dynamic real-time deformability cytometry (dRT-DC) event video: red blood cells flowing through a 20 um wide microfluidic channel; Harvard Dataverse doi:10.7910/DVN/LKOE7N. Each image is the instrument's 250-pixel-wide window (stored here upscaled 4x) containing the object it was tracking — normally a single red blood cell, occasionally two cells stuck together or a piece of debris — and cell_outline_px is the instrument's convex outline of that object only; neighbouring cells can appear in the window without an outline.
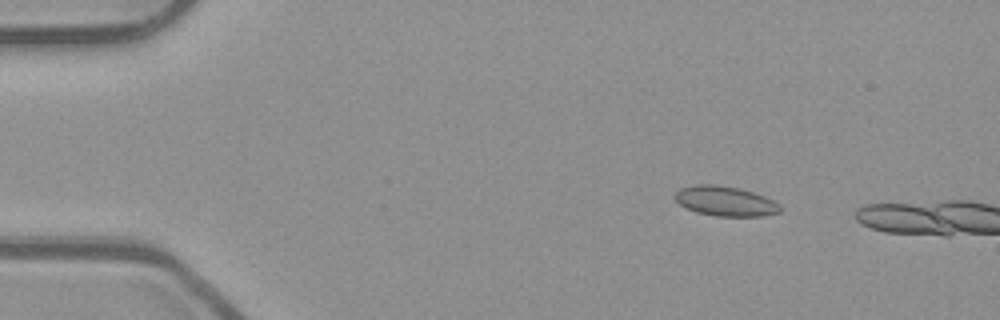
{"species": "common noctule bat (a hibernating species)", "species_latin": "Nyctalus noctula", "temperature_condition": "room temperature", "stored_images_in_passage": 15, "camera_frame_rate_fps": 3000, "um_per_image_px": 0.085, "animal": {"sex": "male", "body_mass_g": 23.1, "forearm_length_mm": 52.7}, "frame": {"image": 1, "passage_image": 9, "time_ms": 2.667, "image_size_px": [1000, 320], "cell_outline_px": [[780, 212], [764, 216], [716, 216], [696, 212], [680, 204], [676, 200], [676, 192], [680, 188], [696, 184], [712, 184], [740, 188], [764, 196], [780, 204]], "centroid_in_image_um": [61.66, 17.09], "position_along_channel_um": 23.3, "area_um2": 18.15}}